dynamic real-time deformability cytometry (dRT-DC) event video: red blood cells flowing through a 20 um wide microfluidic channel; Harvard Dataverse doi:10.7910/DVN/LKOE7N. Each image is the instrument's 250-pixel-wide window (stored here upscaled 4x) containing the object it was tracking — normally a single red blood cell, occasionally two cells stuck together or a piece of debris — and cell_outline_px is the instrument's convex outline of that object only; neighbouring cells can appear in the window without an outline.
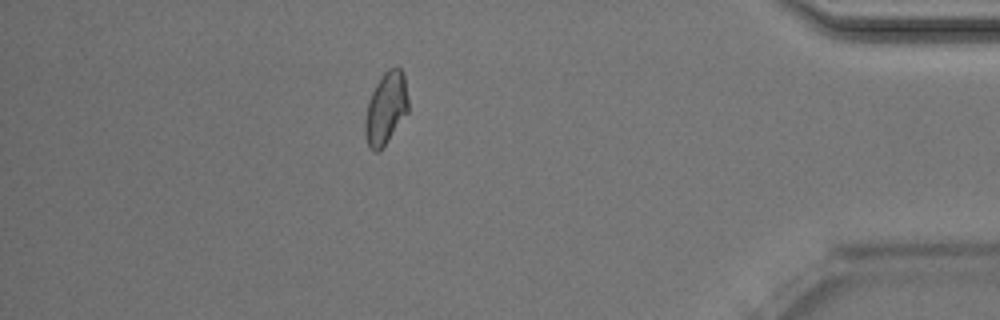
{"species": "Egyptian fruit bat (a non-hibernating species)", "species_latin": "Rousettus aegyptiacus", "temperature_condition": "room temperature", "stored_images_in_passage": 44, "camera_frame_rate_fps": 3000, "um_per_image_px": 0.085, "animal": {"sex": "male"}, "frame": {"image": 1, "passage_image": 38, "time_ms": 12.333, "image_size_px": [1000, 320], "cell_outline_px": [[408, 112], [380, 152], [372, 152], [368, 148], [364, 132], [364, 120], [368, 100], [376, 84], [384, 72], [388, 68], [396, 64], [400, 68], [404, 76], [408, 100]], "centroid_in_image_um": [32.78, 9.23], "position_along_channel_um": 402.4, "area_um2": 18.5}, "authors_computed_cell_mechanics": {"area_um2": 18.3804, "velocity_mm_per_s": 4.0072, "shape_relaxation_time_tau1_ms": 9.2365, "shape_relaxation_time_tau2_ms": 1.6875, "deformation_change_tau1": 0.122, "deformation_change_tau2": 0.0582}}